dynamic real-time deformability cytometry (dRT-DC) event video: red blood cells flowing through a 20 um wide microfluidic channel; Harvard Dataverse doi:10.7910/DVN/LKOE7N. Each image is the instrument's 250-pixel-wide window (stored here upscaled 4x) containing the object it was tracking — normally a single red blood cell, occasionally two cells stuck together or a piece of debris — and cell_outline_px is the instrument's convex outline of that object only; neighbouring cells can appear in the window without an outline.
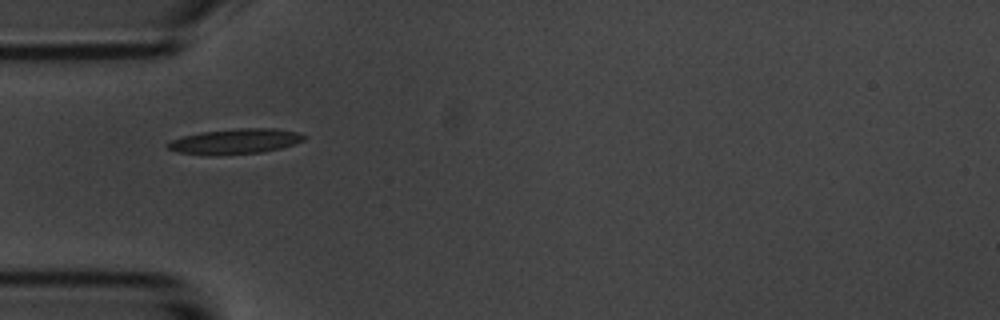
{"species": "common noctule bat (a hibernating species)", "species_latin": "Nyctalus noctula", "temperature_condition": "room temperature", "stored_images_in_passage": 2, "camera_frame_rate_fps": 3000, "um_per_image_px": 0.085, "animal": {"sex": "male", "body_mass_g": 20.1, "forearm_length_mm": 53.5}, "frame": {"image": 1, "passage_image": 1, "time_ms": 0.0, "image_size_px": [1000, 320], "cell_outline_px": [[304, 140], [280, 148], [260, 152], [216, 156], [208, 156], [176, 152], [168, 148], [168, 144], [172, 140], [184, 136], [200, 132], [240, 128], [276, 128], [296, 132], [304, 136]], "centroid_in_image_um": [19.95, 12.03], "position_along_channel_um": 65.1, "area_um2": 19.94}}